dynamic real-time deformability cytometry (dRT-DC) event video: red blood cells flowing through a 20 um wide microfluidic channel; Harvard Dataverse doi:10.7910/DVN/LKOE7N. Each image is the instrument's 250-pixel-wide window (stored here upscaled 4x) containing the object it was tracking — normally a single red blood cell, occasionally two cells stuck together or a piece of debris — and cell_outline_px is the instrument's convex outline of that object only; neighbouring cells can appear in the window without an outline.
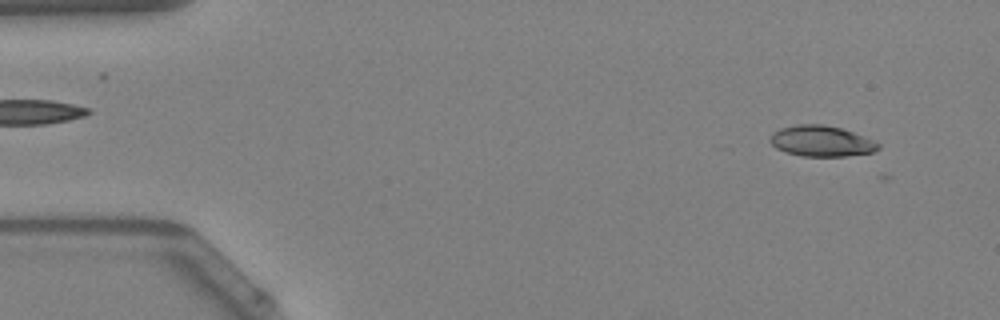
{"species": "Egyptian fruit bat (a non-hibernating species)", "species_latin": "Rousettus aegyptiacus", "temperature_condition": "warm", "stored_images_in_passage": 49, "camera_frame_rate_fps": 3000, "um_per_image_px": 0.085, "animal": {"sex": "female"}, "frame": {"image": 1, "passage_image": 4, "time_ms": 1.0, "image_size_px": [1000, 320], "cell_outline_px": [[880, 148], [872, 152], [844, 156], [804, 156], [788, 152], [776, 148], [772, 144], [772, 132], [780, 128], [796, 124], [820, 124], [840, 128], [852, 132], [880, 144]], "centroid_in_image_um": [69.8, 11.99], "position_along_channel_um": 15.2, "area_um2": 18.96}}
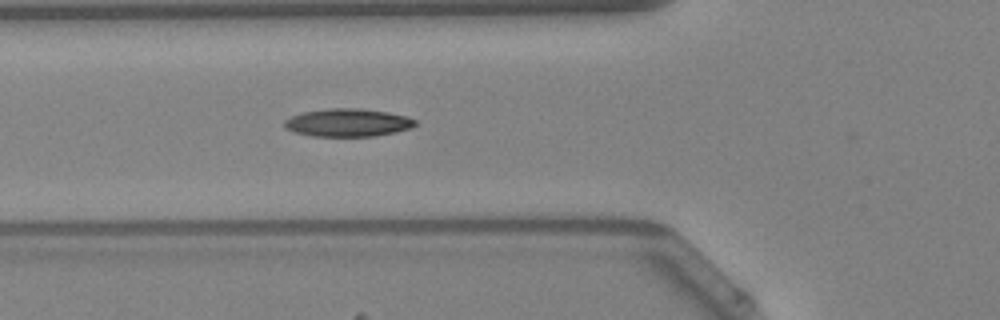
{"frame": {"image": 2, "passage_image": 18, "time_ms": 5.667, "image_size_px": [1000, 320], "cell_outline_px": [[416, 124], [408, 128], [396, 132], [376, 136], [312, 136], [296, 132], [284, 128], [284, 120], [292, 116], [304, 112], [328, 108], [360, 108], [388, 112], [408, 116], [416, 120]], "centroid_in_image_um": [29.57, 10.42], "position_along_channel_um": 96.2, "area_um2": 21.27}}
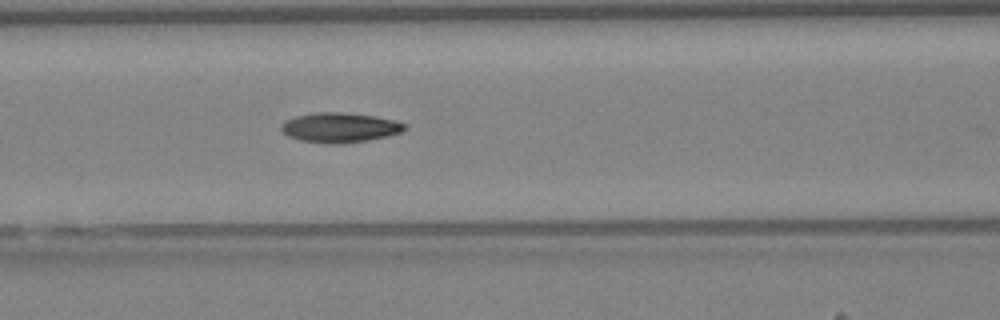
{"frame": {"image": 3, "passage_image": 21, "time_ms": 6.667, "image_size_px": [1000, 320], "cell_outline_px": [[408, 128], [400, 132], [388, 136], [368, 140], [340, 144], [336, 144], [300, 140], [288, 136], [280, 128], [288, 120], [296, 116], [316, 112], [340, 112], [372, 116], [392, 120], [408, 124]], "centroid_in_image_um": [28.92, 10.84], "position_along_channel_um": 137.7, "area_um2": 21.1}, "authors_computed_cell_mechanics": {"area_um2": 20.4612, "velocity_mm_per_s": 4.1373, "shape_relaxation_time_tau1_ms": 9.0091, "shape_relaxation_time_tau2_ms": 5.1802, "deformation_change_tau1": 0.2235, "deformation_change_tau2": 0.1285}}